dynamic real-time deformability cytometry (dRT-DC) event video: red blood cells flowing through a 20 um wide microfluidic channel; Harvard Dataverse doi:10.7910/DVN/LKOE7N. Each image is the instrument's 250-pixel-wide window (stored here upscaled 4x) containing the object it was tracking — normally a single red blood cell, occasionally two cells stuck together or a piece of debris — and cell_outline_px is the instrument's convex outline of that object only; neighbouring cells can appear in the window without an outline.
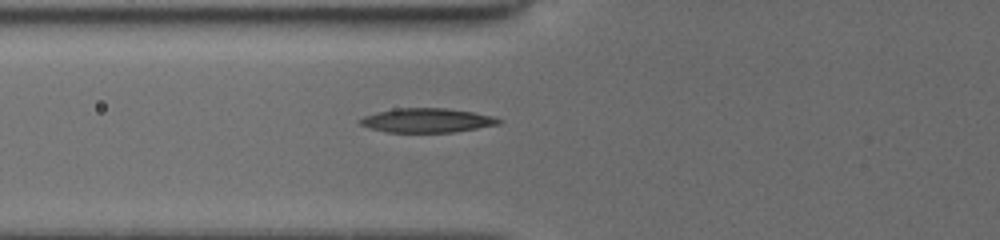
{"species": "common noctule bat (a hibernating species)", "species_latin": "Nyctalus noctula", "temperature_condition": "cold", "stored_images_in_passage": 5, "camera_frame_rate_fps": 3000, "um_per_image_px": 0.085, "animal": {"sex": "female", "body_mass_g": 19.5, "forearm_length_mm": 54.1}, "frame": {"image": 1, "passage_image": 5, "time_ms": 1.333, "image_size_px": [1000, 240], "cell_outline_px": [[504, 120], [500, 124], [452, 132], [388, 132], [368, 128], [360, 124], [360, 120], [364, 116], [376, 112], [396, 108], [448, 108], [496, 116]], "centroid_in_image_um": [36.33, 10.22], "position_along_channel_um": 89.5, "area_um2": 19.59}}